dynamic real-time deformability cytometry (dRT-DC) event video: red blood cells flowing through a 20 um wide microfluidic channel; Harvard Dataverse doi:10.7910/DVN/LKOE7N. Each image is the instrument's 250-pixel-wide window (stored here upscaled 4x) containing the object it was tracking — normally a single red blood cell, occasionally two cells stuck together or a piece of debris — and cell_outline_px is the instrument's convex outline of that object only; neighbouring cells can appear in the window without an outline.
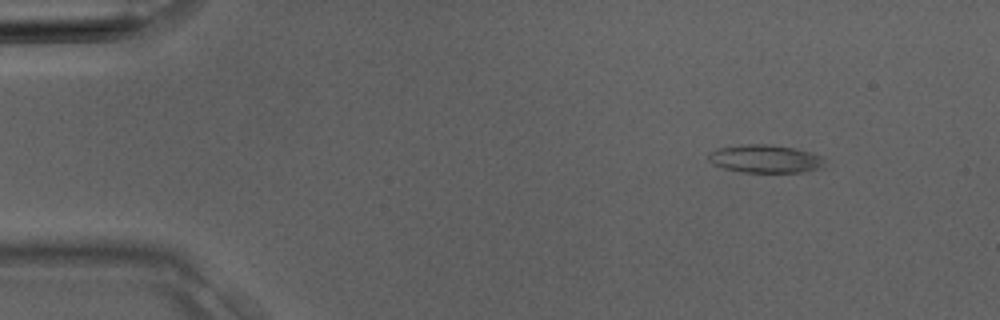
{"species": "Egyptian fruit bat (a non-hibernating species)", "species_latin": "Rousettus aegyptiacus", "temperature_condition": "room temperature", "stored_images_in_passage": 3, "camera_frame_rate_fps": 3000, "um_per_image_px": 0.085, "animal": {"sex": "male"}, "frame": {"image": 1, "passage_image": 1, "time_ms": 0.0, "image_size_px": [1000, 320], "cell_outline_px": [[824, 160], [820, 168], [800, 172], [740, 172], [724, 168], [712, 164], [708, 160], [708, 152], [716, 148], [748, 144], [772, 144], [796, 148], [824, 156]], "centroid_in_image_um": [65.01, 13.49], "position_along_channel_um": 20.0, "area_um2": 19.13}}
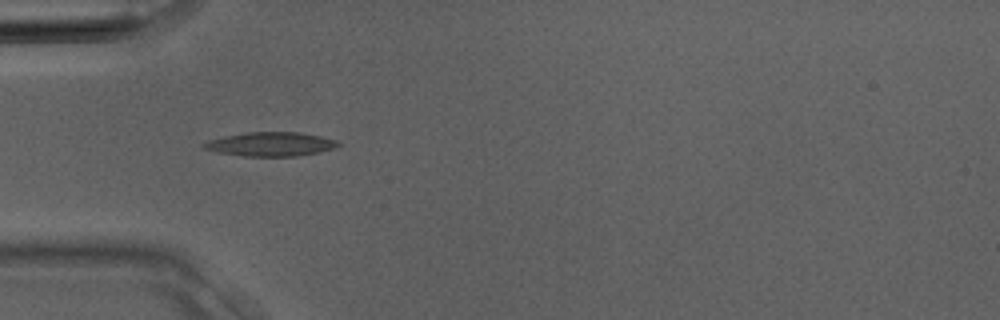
{"frame": {"image": 2, "passage_image": 3, "time_ms": 0.667, "image_size_px": [1000, 320], "cell_outline_px": [[340, 144], [332, 148], [320, 152], [300, 156], [244, 156], [216, 152], [204, 148], [200, 144], [208, 140], [224, 136], [248, 132], [300, 132], [320, 136], [336, 140]], "centroid_in_image_um": [22.97, 12.25], "position_along_channel_um": 62.0, "area_um2": 18.79}}